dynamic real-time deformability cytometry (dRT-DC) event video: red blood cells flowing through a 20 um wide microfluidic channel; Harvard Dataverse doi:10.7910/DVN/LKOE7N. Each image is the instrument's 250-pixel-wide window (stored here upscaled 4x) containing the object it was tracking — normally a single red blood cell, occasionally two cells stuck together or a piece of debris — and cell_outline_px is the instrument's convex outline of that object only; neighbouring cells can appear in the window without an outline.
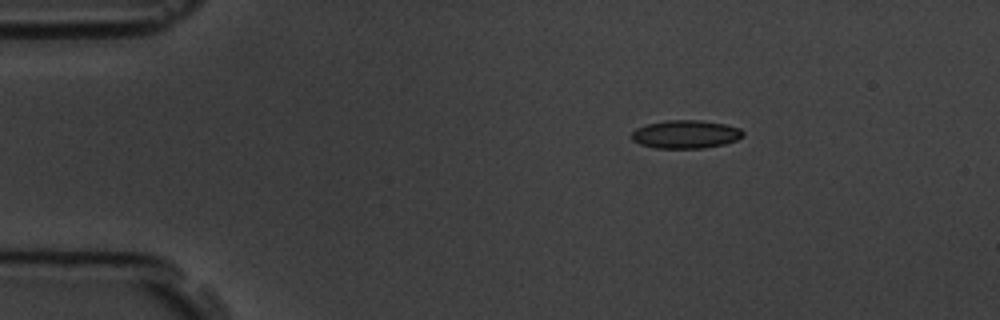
{"species": "common noctule bat (a hibernating species)", "species_latin": "Nyctalus noctula", "temperature_condition": "room temperature", "stored_images_in_passage": 4, "camera_frame_rate_fps": 3000, "um_per_image_px": 0.085, "animal": {"sex": "male", "body_mass_g": 19.5, "forearm_length_mm": 54.6}, "frame": {"image": 1, "passage_image": 2, "time_ms": 1.333, "image_size_px": [1000, 320], "cell_outline_px": [[744, 136], [736, 140], [724, 144], [704, 148], [656, 148], [640, 144], [632, 140], [632, 132], [636, 128], [648, 124], [668, 120], [700, 120], [724, 124], [740, 128], [744, 132]], "centroid_in_image_um": [58.29, 11.41], "position_along_channel_um": 26.7, "area_um2": 18.26}}